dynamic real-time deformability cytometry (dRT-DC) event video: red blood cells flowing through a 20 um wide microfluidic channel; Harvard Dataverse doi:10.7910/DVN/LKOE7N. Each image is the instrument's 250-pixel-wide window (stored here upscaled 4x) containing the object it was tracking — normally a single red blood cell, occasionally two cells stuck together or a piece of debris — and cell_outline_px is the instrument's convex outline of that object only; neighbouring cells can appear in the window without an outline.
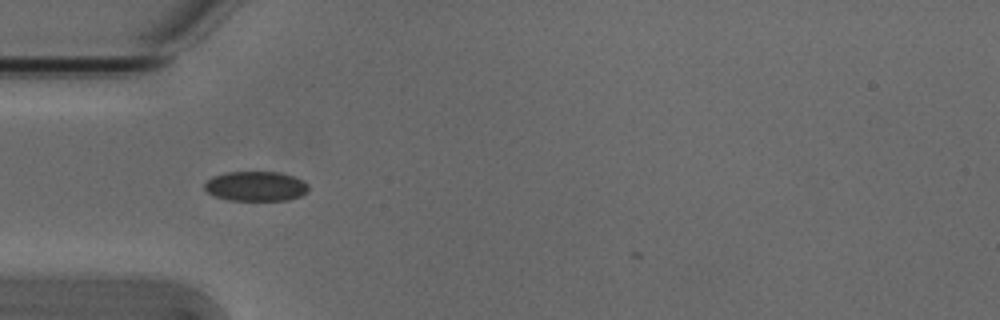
{"species": "Egyptian fruit bat (a non-hibernating species)", "species_latin": "Rousettus aegyptiacus", "temperature_condition": "cold", "stored_images_in_passage": 2, "camera_frame_rate_fps": 3000, "um_per_image_px": 0.085, "animal": {"sex": "male"}, "frame": {"image": 1, "passage_image": 1, "time_ms": 0.0, "image_size_px": [1000, 320], "cell_outline_px": [[308, 192], [300, 196], [288, 200], [228, 200], [216, 196], [208, 192], [204, 188], [204, 184], [212, 176], [224, 172], [280, 172], [304, 180], [308, 184]], "centroid_in_image_um": [21.76, 15.82], "position_along_channel_um": 63.2, "area_um2": 18.09}}